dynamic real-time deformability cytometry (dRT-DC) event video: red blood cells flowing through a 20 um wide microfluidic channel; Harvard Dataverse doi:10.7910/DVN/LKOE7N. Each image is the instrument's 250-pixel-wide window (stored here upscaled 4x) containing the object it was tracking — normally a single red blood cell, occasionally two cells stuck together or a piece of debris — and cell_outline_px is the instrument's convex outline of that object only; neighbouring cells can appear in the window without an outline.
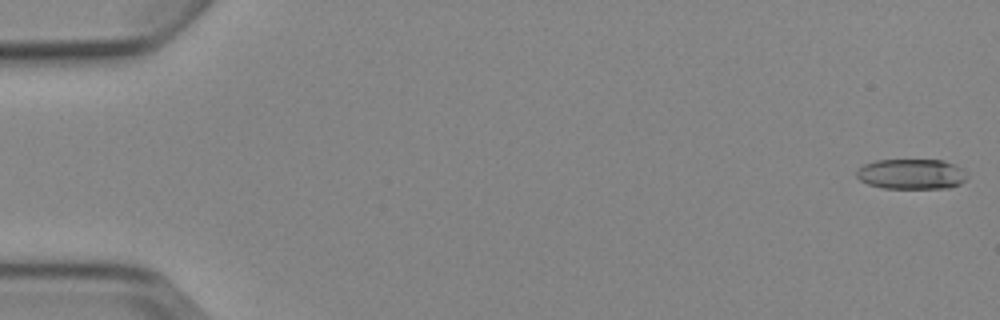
{"species": "Egyptian fruit bat (a non-hibernating species)", "species_latin": "Rousettus aegyptiacus", "temperature_condition": "cold", "stored_images_in_passage": 5, "camera_frame_rate_fps": 3000, "um_per_image_px": 0.085, "animal": {"sex": "female"}, "frame": {"image": 1, "passage_image": 1, "time_ms": 0.0, "image_size_px": [1000, 320], "cell_outline_px": [[968, 176], [960, 184], [948, 188], [884, 188], [868, 184], [860, 180], [856, 176], [856, 172], [864, 164], [876, 160], [944, 160], [960, 168]], "centroid_in_image_um": [77.46, 14.8], "position_along_channel_um": 7.5, "area_um2": 19.36}}
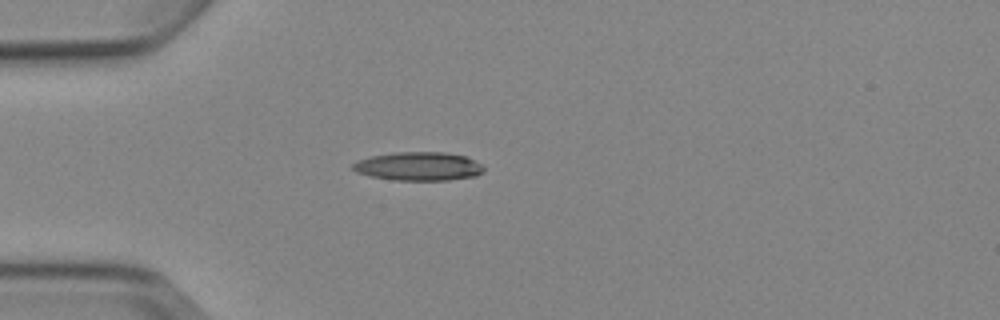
{"frame": {"image": 2, "passage_image": 5, "time_ms": 4.667, "image_size_px": [1000, 320], "cell_outline_px": [[484, 172], [476, 176], [448, 180], [392, 180], [368, 176], [356, 172], [352, 168], [352, 164], [360, 160], [372, 156], [392, 152], [444, 152], [464, 156], [480, 164], [484, 168]], "centroid_in_image_um": [35.56, 14.14], "position_along_channel_um": 49.4, "area_um2": 21.79}}